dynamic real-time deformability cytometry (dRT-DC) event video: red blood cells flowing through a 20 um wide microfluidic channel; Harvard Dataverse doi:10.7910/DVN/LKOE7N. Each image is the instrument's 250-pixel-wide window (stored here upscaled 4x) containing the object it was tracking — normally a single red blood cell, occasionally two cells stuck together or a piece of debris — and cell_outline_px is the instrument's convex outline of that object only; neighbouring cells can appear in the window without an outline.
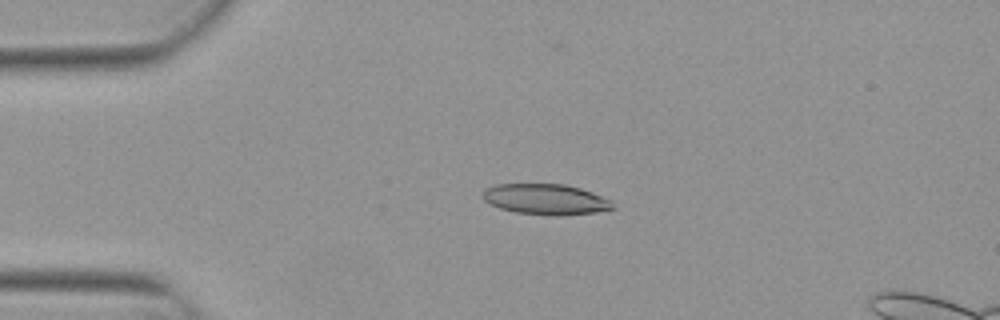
{"species": "Egyptian fruit bat (a non-hibernating species)", "species_latin": "Rousettus aegyptiacus", "temperature_condition": "warm", "stored_images_in_passage": 54, "segment_of_instrument_passage": [1, 2], "camera_frame_rate_fps": 3000, "um_per_image_px": 0.085, "animal": {"sex": "female"}, "frame": {"image": 1, "passage_image": 12, "time_ms": 3.667, "image_size_px": [1000, 320], "cell_outline_px": [[616, 208], [596, 212], [560, 216], [556, 216], [516, 212], [500, 208], [488, 204], [484, 200], [484, 192], [488, 188], [496, 184], [564, 184], [580, 188], [592, 192], [612, 200]], "centroid_in_image_um": [46.43, 16.95], "position_along_channel_um": 38.6, "area_um2": 23.24}}
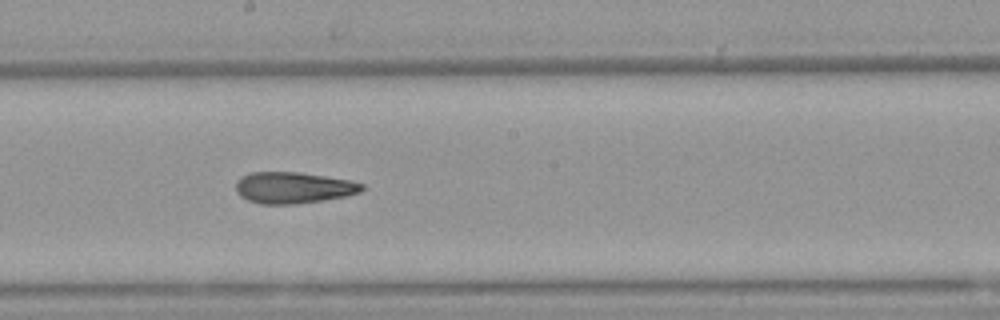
{"frame": {"image": 2, "passage_image": 29, "time_ms": 9.333, "image_size_px": [1000, 320], "cell_outline_px": [[364, 188], [360, 192], [344, 196], [324, 200], [296, 204], [260, 204], [248, 200], [240, 196], [236, 192], [236, 180], [240, 176], [252, 172], [300, 172], [348, 180], [364, 184]], "centroid_in_image_um": [24.89, 15.95], "position_along_channel_um": 223.3, "area_um2": 23.06}}
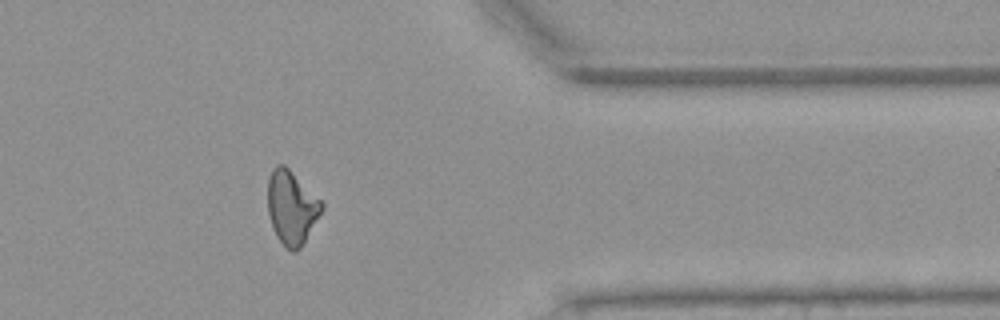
{"frame": {"image": 3, "passage_image": 43, "time_ms": 14.0, "image_size_px": [1000, 320], "cell_outline_px": [[324, 208], [300, 248], [296, 252], [292, 252], [284, 248], [276, 236], [272, 228], [268, 212], [268, 180], [272, 168], [276, 164], [284, 164], [324, 204]], "centroid_in_image_um": [24.76, 17.66], "position_along_channel_um": 386.6, "area_um2": 23.06}}